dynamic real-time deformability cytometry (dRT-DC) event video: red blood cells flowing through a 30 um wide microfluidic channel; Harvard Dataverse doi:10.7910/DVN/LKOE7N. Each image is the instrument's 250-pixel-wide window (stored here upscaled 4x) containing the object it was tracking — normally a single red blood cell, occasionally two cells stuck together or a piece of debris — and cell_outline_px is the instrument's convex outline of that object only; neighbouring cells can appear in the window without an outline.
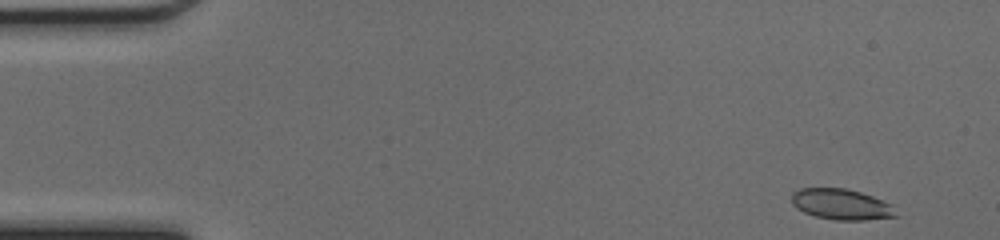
{"species": "common noctule bat (a hibernating species)", "species_latin": "Nyctalus noctula", "temperature_condition": "cold", "stored_images_in_passage": 46, "camera_frame_rate_fps": 3000, "um_per_image_px": 0.085, "animal": {"sex": "female", "body_mass_g": 17.0, "forearm_length_mm": 48.0}, "frame": {"image": 1, "passage_image": 1, "time_ms": 0.0, "image_size_px": [1000, 240], "cell_outline_px": [[900, 216], [864, 220], [836, 220], [816, 216], [804, 212], [796, 208], [792, 204], [792, 192], [800, 188], [844, 188], [860, 192], [872, 196], [892, 204]], "centroid_in_image_um": [71.53, 17.37], "position_along_channel_um": 13.5, "area_um2": 18.79}}
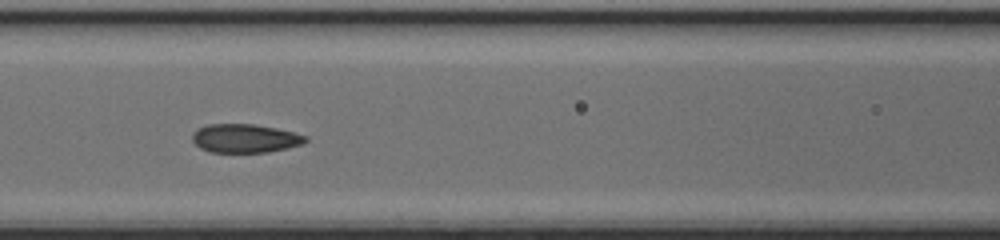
{"frame": {"image": 2, "passage_image": 19, "time_ms": 6.0, "image_size_px": [1000, 240], "cell_outline_px": [[308, 140], [304, 144], [288, 148], [268, 152], [212, 152], [200, 148], [192, 140], [192, 136], [200, 128], [208, 124], [252, 124], [276, 128], [296, 132], [308, 136]], "centroid_in_image_um": [20.9, 11.76], "position_along_channel_um": 145.7, "area_um2": 18.9}}
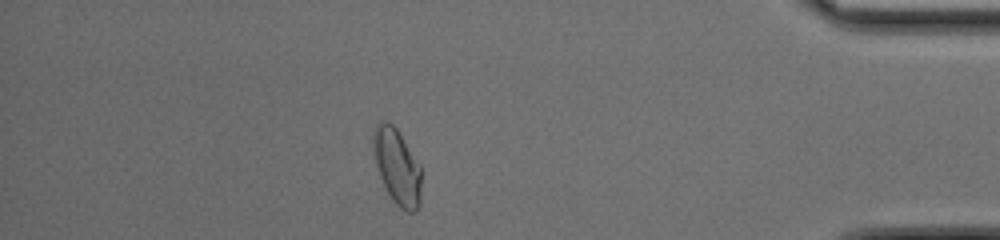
{"frame": {"image": 3, "passage_image": 40, "time_ms": 13.0, "image_size_px": [1000, 240], "cell_outline_px": [[420, 204], [416, 212], [408, 212], [400, 208], [392, 200], [380, 176], [376, 164], [372, 148], [372, 136], [376, 124], [380, 120], [388, 120], [396, 128], [420, 164]], "centroid_in_image_um": [33.74, 14.14], "position_along_channel_um": 401.5, "area_um2": 21.21}, "authors_computed_cell_mechanics": {"area_um2": 19.3919, "velocity_mm_per_s": 4.2668, "shape_relaxation_time_tau1_ms": null, "shape_relaxation_time_tau2_ms": 0.9813, "deformation_change_tau1": null, "deformation_change_tau2": 0.0485}}